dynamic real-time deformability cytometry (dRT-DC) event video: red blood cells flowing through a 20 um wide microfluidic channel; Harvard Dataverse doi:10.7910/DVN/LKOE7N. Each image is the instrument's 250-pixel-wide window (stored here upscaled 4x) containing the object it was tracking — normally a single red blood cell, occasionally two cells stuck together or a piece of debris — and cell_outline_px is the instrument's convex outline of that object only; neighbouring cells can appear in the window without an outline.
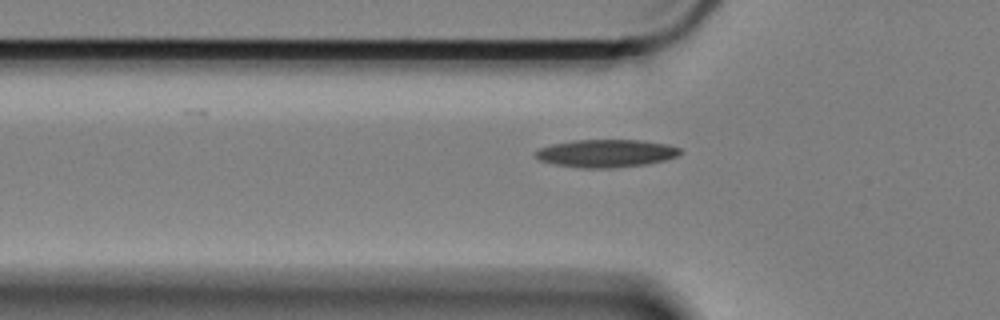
{"species": "Egyptian fruit bat (a non-hibernating species)", "species_latin": "Rousettus aegyptiacus", "temperature_condition": "cold", "stored_images_in_passage": 40, "camera_frame_rate_fps": 3000, "um_per_image_px": 0.085, "animal": {"sex": "female"}, "frame": {"image": 1, "passage_image": 2, "time_ms": 0.333, "image_size_px": [1000, 320], "cell_outline_px": [[684, 152], [676, 156], [664, 160], [644, 164], [612, 168], [580, 168], [556, 164], [540, 160], [532, 152], [540, 148], [552, 144], [572, 140], [644, 140], [668, 144], [680, 148]], "centroid_in_image_um": [51.52, 13.02], "position_along_channel_um": 74.3, "area_um2": 23.47}}
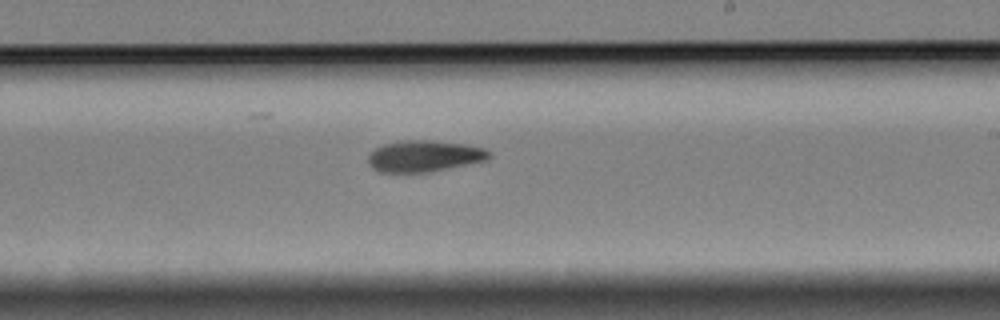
{"frame": {"image": 2, "passage_image": 18, "time_ms": 5.667, "image_size_px": [1000, 320], "cell_outline_px": [[492, 156], [488, 160], [428, 172], [380, 172], [372, 168], [368, 164], [368, 156], [376, 148], [384, 144], [404, 140], [432, 140], [464, 144], [484, 148], [492, 152]], "centroid_in_image_um": [36.09, 13.26], "position_along_channel_um": 252.9, "area_um2": 22.14}}
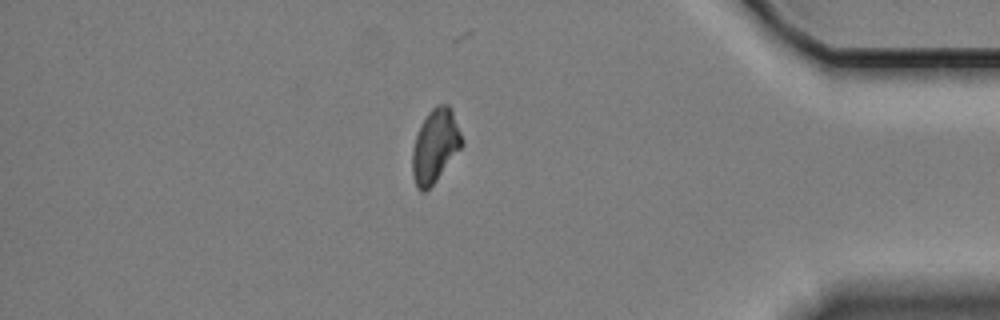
{"frame": {"image": 3, "passage_image": 34, "time_ms": 11.0, "image_size_px": [1000, 320], "cell_outline_px": [[464, 144], [436, 180], [424, 192], [420, 192], [416, 188], [412, 172], [412, 148], [420, 124], [428, 112], [436, 104], [448, 104], [452, 108], [464, 140]], "centroid_in_image_um": [36.99, 12.37], "position_along_channel_um": 398.2, "area_um2": 21.39}}